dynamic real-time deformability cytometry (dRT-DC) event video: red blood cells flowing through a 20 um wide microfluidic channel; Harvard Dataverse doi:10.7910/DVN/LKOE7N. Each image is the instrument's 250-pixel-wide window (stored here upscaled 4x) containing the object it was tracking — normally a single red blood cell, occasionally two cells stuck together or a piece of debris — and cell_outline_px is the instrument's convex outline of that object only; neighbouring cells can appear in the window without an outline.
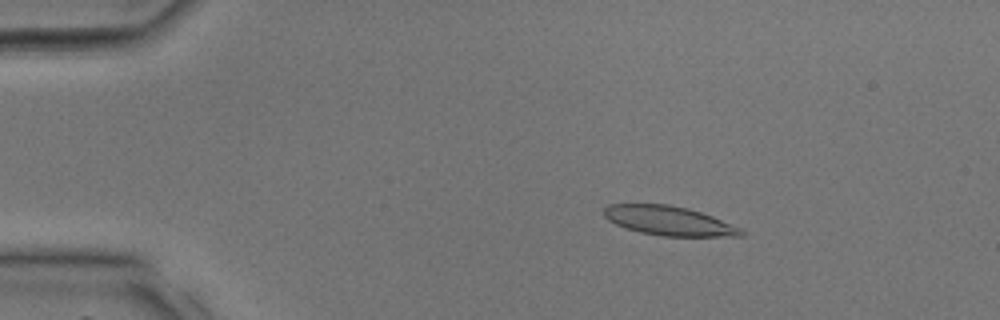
{"species": "common noctule bat (a hibernating species)", "species_latin": "Nyctalus noctula", "temperature_condition": "room temperature", "stored_images_in_passage": 35, "camera_frame_rate_fps": 3000, "um_per_image_px": 0.085, "animal": {"sex": "male", "body_mass_g": 17.9, "forearm_length_mm": 54.2}, "frame": {"image": 1, "passage_image": 6, "time_ms": 1.667, "image_size_px": [1000, 320], "cell_outline_px": [[744, 236], [664, 236], [640, 232], [616, 224], [608, 220], [604, 216], [604, 208], [608, 204], [668, 204], [688, 208], [712, 216], [740, 228], [744, 232]], "centroid_in_image_um": [56.84, 18.76], "position_along_channel_um": 28.2, "area_um2": 23.18}}
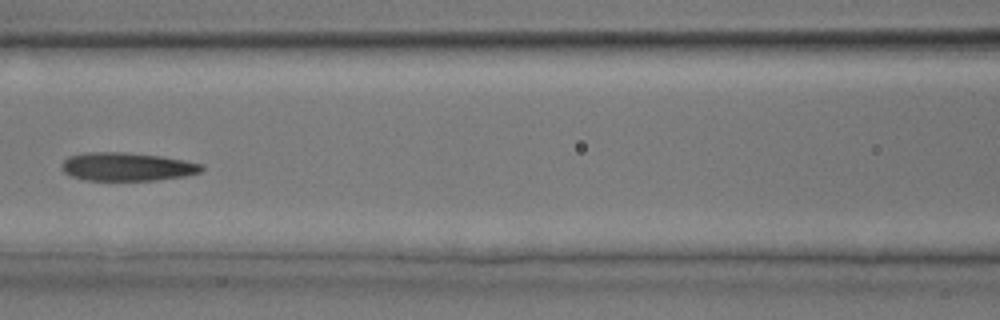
{"frame": {"image": 2, "passage_image": 16, "time_ms": 5.0, "image_size_px": [1000, 320], "cell_outline_px": [[204, 168], [200, 172], [184, 176], [156, 180], [84, 180], [72, 176], [64, 172], [60, 168], [60, 164], [68, 156], [84, 152], [128, 152], [160, 156], [184, 160], [204, 164]], "centroid_in_image_um": [10.77, 14.16], "position_along_channel_um": 155.8, "area_um2": 23.29}}
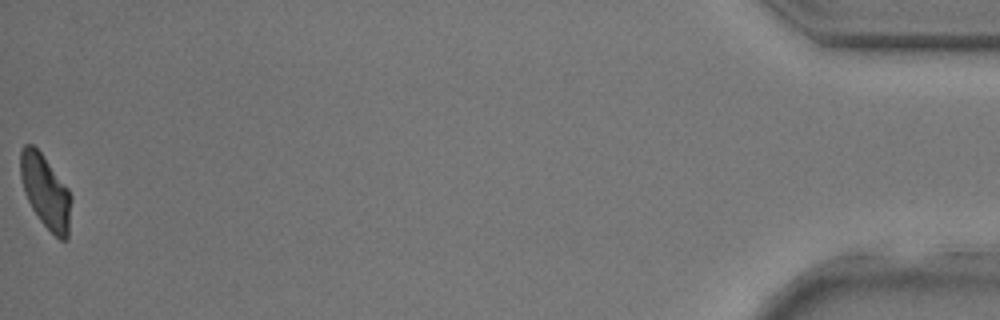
{"frame": {"image": 3, "passage_image": 35, "time_ms": 11.333, "image_size_px": [1000, 320], "cell_outline_px": [[72, 200], [68, 240], [60, 240], [40, 220], [32, 208], [24, 192], [20, 176], [20, 148], [24, 144], [32, 144], [40, 152], [68, 188], [72, 196]], "centroid_in_image_um": [3.88, 16.29], "position_along_channel_um": 431.3, "area_um2": 21.68}}